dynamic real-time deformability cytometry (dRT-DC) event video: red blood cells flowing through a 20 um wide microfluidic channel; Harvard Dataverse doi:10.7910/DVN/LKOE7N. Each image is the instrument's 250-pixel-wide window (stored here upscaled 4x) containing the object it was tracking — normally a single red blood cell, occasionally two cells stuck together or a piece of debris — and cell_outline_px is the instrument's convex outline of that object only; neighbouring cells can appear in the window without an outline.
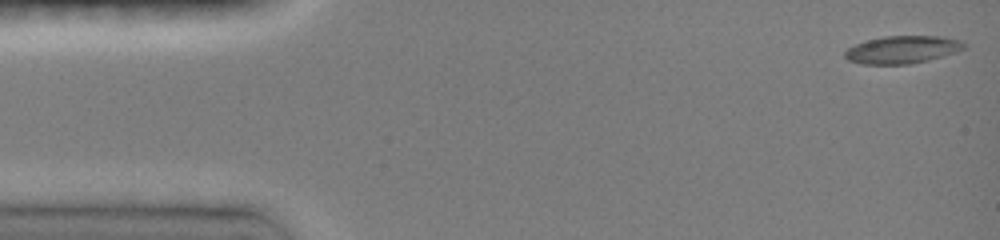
{"species": "common noctule bat (a hibernating species)", "species_latin": "Nyctalus noctula", "temperature_condition": "room temperature", "stored_images_in_passage": 7, "camera_frame_rate_fps": 3000, "um_per_image_px": 0.085, "animal": {"sex": "female", "body_mass_g": 19.0, "forearm_length_mm": 51.5}, "frame": {"image": 1, "passage_image": 1, "time_ms": 0.0, "image_size_px": [1000, 240], "cell_outline_px": [[968, 44], [964, 48], [956, 52], [928, 60], [908, 64], [864, 64], [848, 60], [844, 56], [844, 52], [848, 48], [856, 44], [868, 40], [884, 36], [940, 36], [960, 40]], "centroid_in_image_um": [76.71, 4.21], "position_along_channel_um": 8.3, "area_um2": 19.07}}
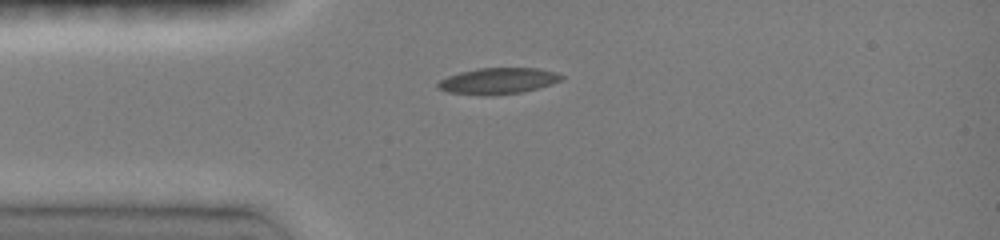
{"frame": {"image": 2, "passage_image": 6, "time_ms": 3.333, "image_size_px": [1000, 240], "cell_outline_px": [[564, 76], [560, 80], [552, 84], [520, 92], [484, 96], [448, 92], [436, 88], [436, 84], [440, 80], [448, 76], [460, 72], [476, 68], [540, 68], [556, 72]], "centroid_in_image_um": [42.3, 6.87], "position_along_channel_um": 42.7, "area_um2": 18.84}}